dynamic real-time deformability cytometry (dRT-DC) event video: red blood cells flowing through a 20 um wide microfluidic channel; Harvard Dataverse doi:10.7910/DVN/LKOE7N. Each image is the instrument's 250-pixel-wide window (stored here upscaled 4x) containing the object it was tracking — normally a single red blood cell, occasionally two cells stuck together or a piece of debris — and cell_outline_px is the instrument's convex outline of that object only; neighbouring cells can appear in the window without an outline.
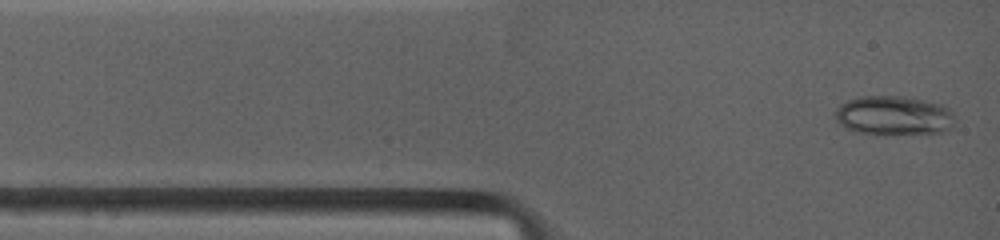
{"species": "common noctule bat (a hibernating species)", "species_latin": "Nyctalus noctula", "temperature_condition": "warm", "stored_images_in_passage": 9, "camera_frame_rate_fps": 4500, "um_per_image_px": 0.085, "animal": {"sex": "female", "body_mass_g": 19.0, "forearm_length_mm": 53.3}, "frame": {"image": 1, "passage_image": 1, "time_ms": 0.0, "image_size_px": [1000, 240], "cell_outline_px": [[952, 128], [944, 132], [856, 132], [844, 128], [832, 116], [836, 108], [840, 104], [848, 100], [860, 96], [904, 96], [940, 104], [948, 108], [952, 112]], "centroid_in_image_um": [75.9, 9.78], "position_along_channel_um": 9.1, "area_um2": 26.76}}
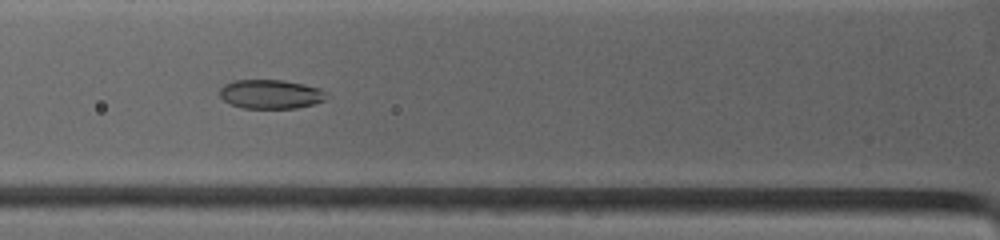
{"frame": {"image": 2, "passage_image": 6, "time_ms": 3.333, "image_size_px": [1000, 240], "cell_outline_px": [[324, 100], [312, 104], [296, 108], [244, 108], [228, 104], [220, 96], [220, 88], [224, 84], [232, 80], [284, 80], [304, 84], [320, 88], [324, 92]], "centroid_in_image_um": [22.95, 8.0], "position_along_channel_um": 102.9, "area_um2": 18.03}}
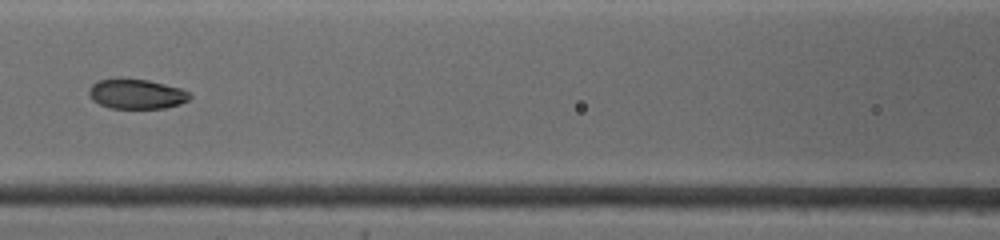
{"frame": {"image": 3, "passage_image": 8, "time_ms": 4.667, "image_size_px": [1000, 240], "cell_outline_px": [[192, 96], [188, 100], [180, 104], [164, 108], [108, 108], [92, 100], [88, 96], [88, 88], [92, 84], [100, 80], [120, 76], [148, 80], [180, 88], [188, 92]], "centroid_in_image_um": [11.55, 7.96], "position_along_channel_um": 155.1, "area_um2": 17.92}}